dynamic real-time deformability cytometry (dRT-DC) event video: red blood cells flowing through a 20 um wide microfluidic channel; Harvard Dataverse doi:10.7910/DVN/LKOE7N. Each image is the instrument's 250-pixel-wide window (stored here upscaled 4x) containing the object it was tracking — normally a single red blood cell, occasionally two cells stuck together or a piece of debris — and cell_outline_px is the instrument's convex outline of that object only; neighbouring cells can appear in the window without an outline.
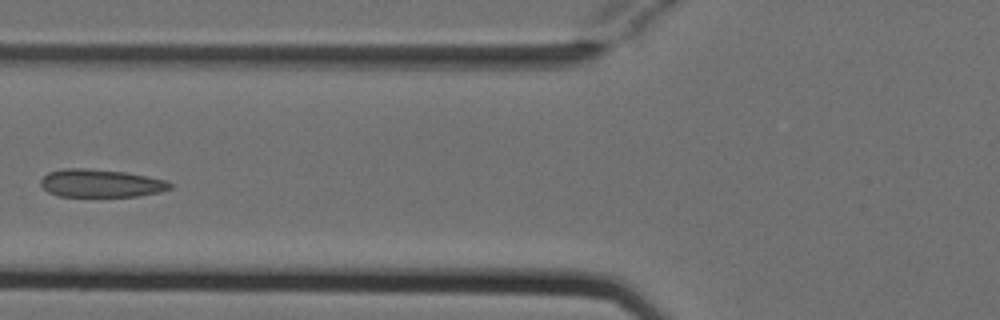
{"species": "Egyptian fruit bat (a non-hibernating species)", "species_latin": "Rousettus aegyptiacus", "temperature_condition": "cold", "stored_images_in_passage": 5, "camera_frame_rate_fps": 3000, "um_per_image_px": 0.085, "animal": {"sex": "female"}, "frame": {"image": 1, "passage_image": 4, "time_ms": 1.0, "image_size_px": [1000, 320], "cell_outline_px": [[172, 188], [160, 192], [136, 196], [60, 196], [48, 192], [40, 184], [40, 180], [48, 172], [64, 168], [88, 168], [124, 172], [148, 176], [168, 180], [172, 184]], "centroid_in_image_um": [8.58, 15.57], "position_along_channel_um": 117.2, "area_um2": 21.1}}
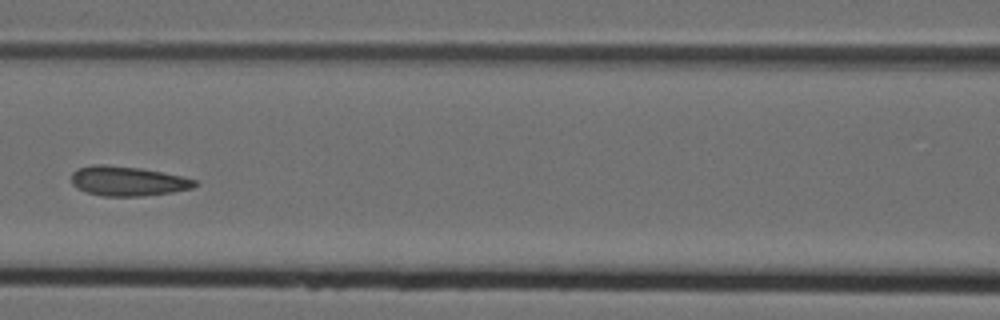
{"frame": {"image": 2, "passage_image": 5, "time_ms": 1.333, "image_size_px": [1000, 320], "cell_outline_px": [[196, 184], [192, 188], [172, 192], [144, 196], [104, 196], [88, 192], [76, 188], [72, 184], [72, 172], [76, 168], [92, 164], [104, 164], [140, 168], [180, 176], [196, 180]], "centroid_in_image_um": [10.8, 15.38], "position_along_channel_um": 155.8, "area_um2": 21.21}}